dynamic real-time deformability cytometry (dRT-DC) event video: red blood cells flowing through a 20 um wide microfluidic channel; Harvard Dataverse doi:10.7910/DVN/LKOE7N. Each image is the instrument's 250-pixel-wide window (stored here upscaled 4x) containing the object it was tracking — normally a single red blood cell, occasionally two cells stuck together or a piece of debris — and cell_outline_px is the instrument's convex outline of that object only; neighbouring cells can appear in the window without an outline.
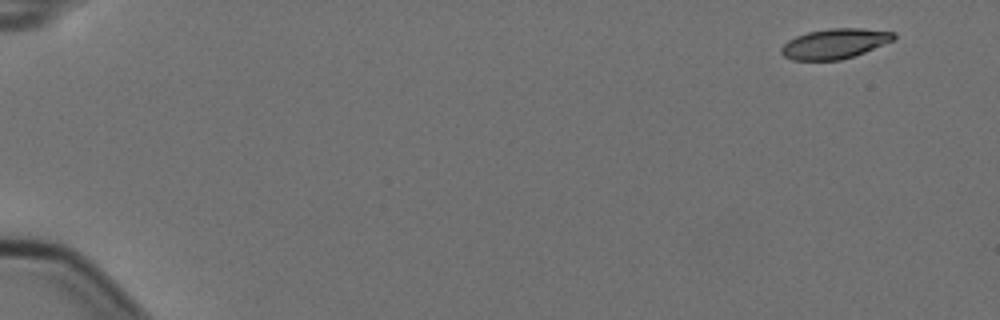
{"species": "Egyptian fruit bat (a non-hibernating species)", "species_latin": "Rousettus aegyptiacus", "temperature_condition": "cold", "stored_images_in_passage": 5, "segment_of_instrument_passage": [2, 2], "camera_frame_rate_fps": 3000, "um_per_image_px": 0.085, "animal": {"sex": "female"}, "frame": {"image": 1, "passage_image": 5, "time_ms": 1.333, "image_size_px": [1000, 320], "cell_outline_px": [[896, 36], [892, 40], [864, 52], [840, 60], [792, 60], [784, 56], [780, 52], [780, 48], [788, 40], [796, 36], [808, 32], [828, 28], [860, 28], [896, 32]], "centroid_in_image_um": [70.91, 3.7], "position_along_channel_um": 14.1, "area_um2": 19.54}}